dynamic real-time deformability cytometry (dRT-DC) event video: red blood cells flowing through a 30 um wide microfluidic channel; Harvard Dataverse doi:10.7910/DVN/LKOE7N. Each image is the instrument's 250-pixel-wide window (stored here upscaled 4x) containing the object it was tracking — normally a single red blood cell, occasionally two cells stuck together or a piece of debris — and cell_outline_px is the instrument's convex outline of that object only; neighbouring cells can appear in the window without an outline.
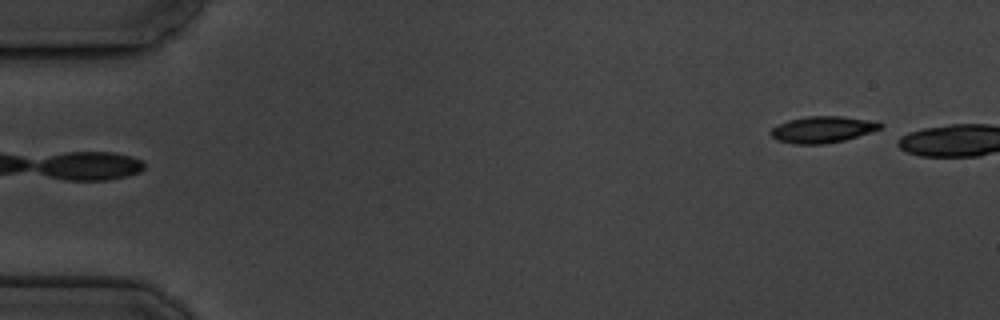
{"species": "common noctule bat (a hibernating species)", "species_latin": "Nyctalus noctula", "temperature_condition": "cold", "stored_images_in_passage": 3, "camera_frame_rate_fps": 3000, "um_per_image_px": 0.085, "animal": {"sex": "male", "body_mass_g": 19.5, "forearm_length_mm": 54.6}, "frame": {"image": 1, "passage_image": 3, "time_ms": 2.333, "image_size_px": [1000, 320], "cell_outline_px": [[884, 124], [880, 128], [844, 140], [824, 144], [792, 144], [776, 140], [768, 132], [772, 128], [788, 120], [804, 116], [840, 116], [864, 120]], "centroid_in_image_um": [69.81, 11.01], "position_along_channel_um": 15.2, "area_um2": 16.59}}